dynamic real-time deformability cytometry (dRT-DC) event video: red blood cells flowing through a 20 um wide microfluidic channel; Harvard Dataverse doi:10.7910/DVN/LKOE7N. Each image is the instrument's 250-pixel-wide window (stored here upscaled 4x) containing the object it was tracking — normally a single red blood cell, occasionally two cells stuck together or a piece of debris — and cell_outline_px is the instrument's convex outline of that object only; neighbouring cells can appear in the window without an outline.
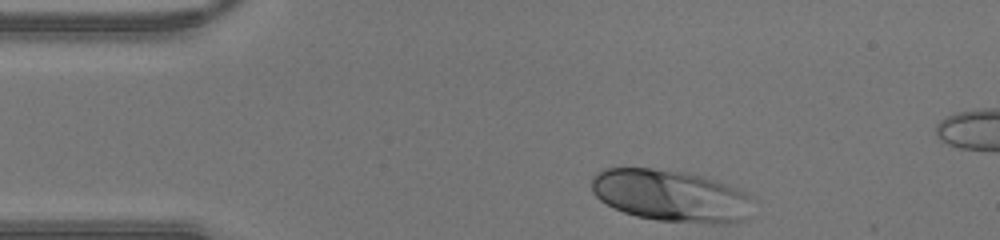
{"species": "human", "species_latin": "Homo sapiens", "temperature_condition": "warm", "stored_images_in_passage": 29, "camera_frame_rate_fps": 3000, "um_per_image_px": 0.085, "donor": {"sex": "male"}, "frame": {"image": 1, "passage_image": 1, "time_ms": 0.0, "image_size_px": [1000, 240], "cell_outline_px": [[756, 200], [748, 220], [728, 224], [720, 224], [656, 220], [636, 216], [624, 212], [600, 200], [592, 192], [592, 176], [604, 168], [652, 168], [684, 172], [704, 176], [740, 188], [756, 196]], "centroid_in_image_um": [57.15, 16.64], "position_along_channel_um": 27.8, "area_um2": 49.77}}
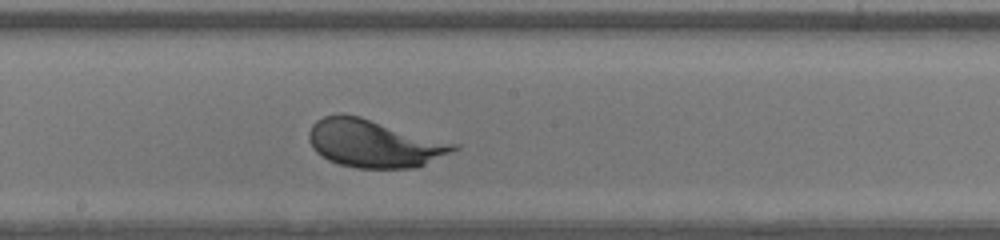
{"frame": {"image": 2, "passage_image": 17, "time_ms": 5.333, "image_size_px": [1000, 240], "cell_outline_px": [[460, 148], [416, 168], [356, 168], [340, 164], [328, 160], [316, 152], [312, 148], [308, 140], [308, 132], [312, 124], [316, 120], [324, 116], [340, 112], [344, 112], [360, 116], [460, 144]], "centroid_in_image_um": [31.77, 12.17], "position_along_channel_um": 216.4, "area_um2": 40.75}}
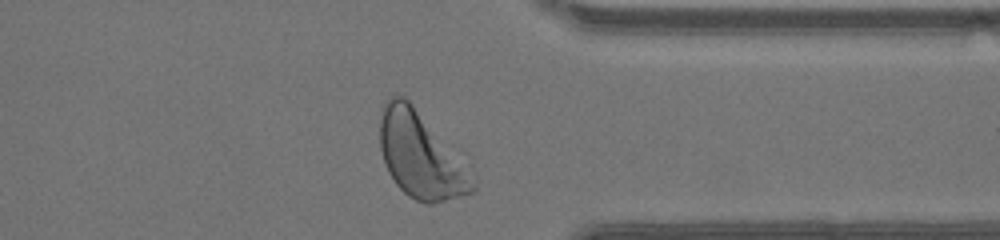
{"frame": {"image": 3, "passage_image": 28, "time_ms": 9.0, "image_size_px": [1000, 240], "cell_outline_px": [[476, 188], [472, 192], [432, 204], [428, 204], [416, 200], [408, 196], [396, 184], [388, 172], [384, 164], [380, 148], [380, 120], [384, 104], [388, 96], [404, 96], [412, 104], [476, 184]], "centroid_in_image_um": [35.63, 13.24], "position_along_channel_um": 375.8, "area_um2": 44.1}}